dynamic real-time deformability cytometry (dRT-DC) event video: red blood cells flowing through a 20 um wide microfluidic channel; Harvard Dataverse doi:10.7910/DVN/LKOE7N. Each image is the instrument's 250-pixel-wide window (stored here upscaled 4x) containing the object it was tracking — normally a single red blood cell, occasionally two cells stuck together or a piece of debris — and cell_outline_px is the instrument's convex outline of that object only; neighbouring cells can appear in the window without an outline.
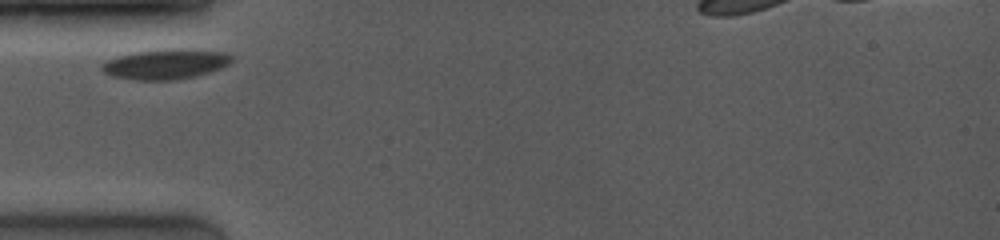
{"species": "common noctule bat (a hibernating species)", "species_latin": "Nyctalus noctula", "temperature_condition": "room temperature", "stored_images_in_passage": 19, "camera_frame_rate_fps": 4000, "um_per_image_px": 0.085, "animal": {"sex": "female", "body_mass_g": 19.0, "forearm_length_mm": 53.3}, "frame": {"image": 1, "passage_image": 1, "time_ms": 0.0, "image_size_px": [1000, 240], "cell_outline_px": [[236, 56], [228, 64], [220, 68], [196, 76], [176, 80], [136, 80], [112, 76], [104, 72], [100, 68], [100, 64], [116, 56], [136, 52], [168, 48], [184, 48], [224, 52]], "centroid_in_image_um": [14.08, 5.44], "position_along_channel_um": 70.9, "area_um2": 23.0}}